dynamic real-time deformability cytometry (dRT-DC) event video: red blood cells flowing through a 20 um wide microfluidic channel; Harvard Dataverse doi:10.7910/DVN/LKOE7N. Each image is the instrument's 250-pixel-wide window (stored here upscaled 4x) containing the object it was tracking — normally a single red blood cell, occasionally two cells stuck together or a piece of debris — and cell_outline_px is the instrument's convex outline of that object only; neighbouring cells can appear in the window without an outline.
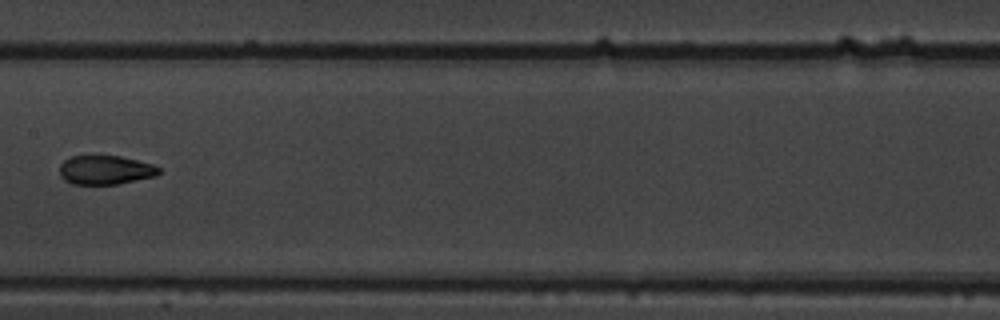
{"species": "common noctule bat (a hibernating species)", "species_latin": "Nyctalus noctula", "temperature_condition": "warm", "stored_images_in_passage": 6, "camera_frame_rate_fps": 3000, "um_per_image_px": 0.085, "animal": {"sex": "male", "body_mass_g": 19.5, "forearm_length_mm": 54.6}, "frame": {"image": 1, "passage_image": 6, "time_ms": 1.667, "image_size_px": [1000, 320], "cell_outline_px": [[160, 172], [156, 176], [116, 184], [72, 184], [64, 180], [60, 176], [60, 164], [64, 160], [72, 156], [120, 156], [152, 164], [160, 168]], "centroid_in_image_um": [8.94, 14.45], "position_along_channel_um": 198.5, "area_um2": 16.7}}